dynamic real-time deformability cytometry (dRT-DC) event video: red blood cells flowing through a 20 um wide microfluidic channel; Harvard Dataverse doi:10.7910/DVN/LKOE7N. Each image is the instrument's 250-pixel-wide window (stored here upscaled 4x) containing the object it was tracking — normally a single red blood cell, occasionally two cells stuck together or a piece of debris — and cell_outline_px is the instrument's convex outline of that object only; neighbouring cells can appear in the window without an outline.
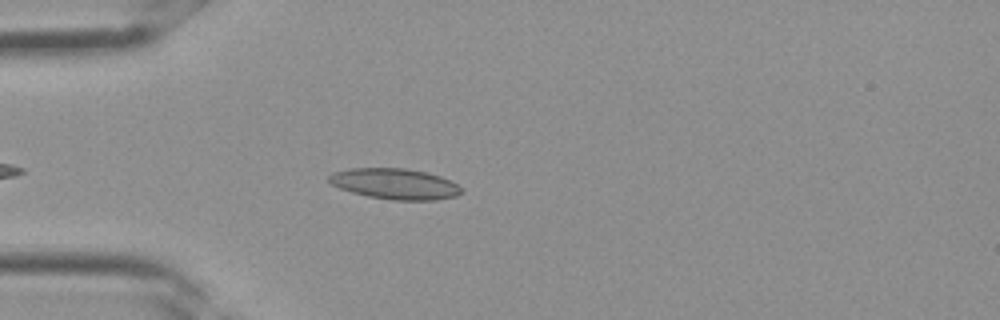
{"species": "Egyptian fruit bat (a non-hibernating species)", "species_latin": "Rousettus aegyptiacus", "temperature_condition": "room temperature", "stored_images_in_passage": 29, "camera_frame_rate_fps": 3000, "um_per_image_px": 0.085, "frame": {"image": 1, "passage_image": 4, "time_ms": 1.0, "image_size_px": [1000, 320], "cell_outline_px": [[464, 192], [456, 196], [436, 200], [392, 200], [368, 196], [352, 192], [340, 188], [332, 184], [328, 180], [328, 176], [332, 172], [352, 168], [404, 168], [424, 172], [440, 176], [456, 184]], "centroid_in_image_um": [33.55, 15.63], "position_along_channel_um": 51.4, "area_um2": 23.58}}
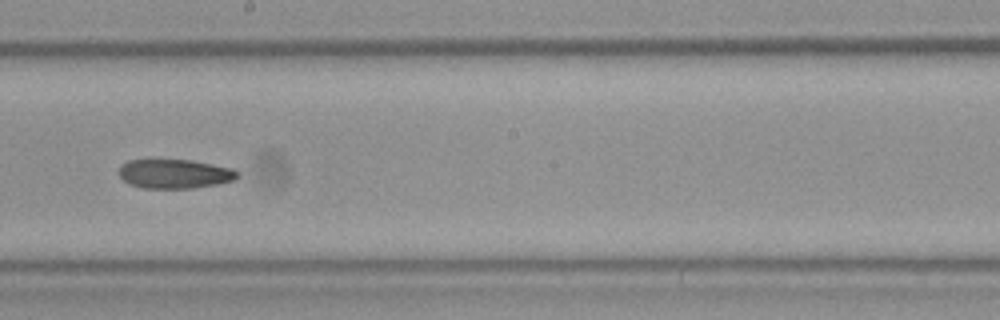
{"frame": {"image": 2, "passage_image": 14, "time_ms": 4.333, "image_size_px": [1000, 320], "cell_outline_px": [[240, 176], [236, 180], [220, 184], [192, 188], [144, 188], [128, 184], [120, 176], [120, 164], [128, 160], [148, 156], [192, 160], [232, 168], [240, 172]], "centroid_in_image_um": [14.82, 14.72], "position_along_channel_um": 233.4, "area_um2": 21.27}}
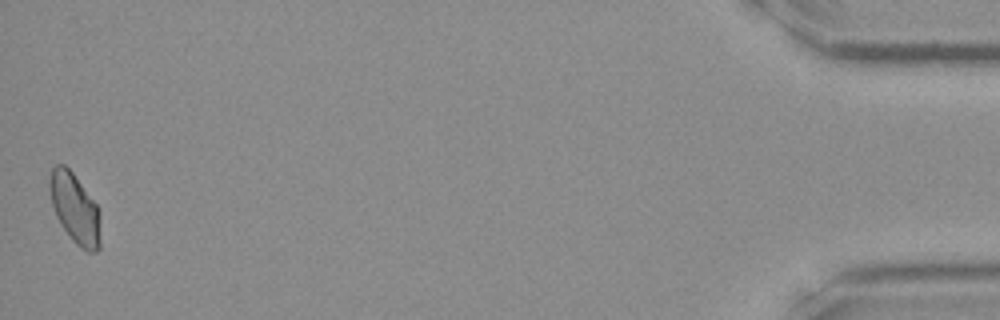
{"frame": {"image": 3, "passage_image": 29, "time_ms": 9.333, "image_size_px": [1000, 320], "cell_outline_px": [[100, 248], [96, 252], [88, 252], [80, 248], [72, 240], [60, 224], [56, 216], [52, 204], [48, 188], [48, 180], [52, 168], [56, 164], [64, 164], [72, 172], [96, 204], [100, 212]], "centroid_in_image_um": [6.36, 17.74], "position_along_channel_um": 428.8, "area_um2": 20.92}}